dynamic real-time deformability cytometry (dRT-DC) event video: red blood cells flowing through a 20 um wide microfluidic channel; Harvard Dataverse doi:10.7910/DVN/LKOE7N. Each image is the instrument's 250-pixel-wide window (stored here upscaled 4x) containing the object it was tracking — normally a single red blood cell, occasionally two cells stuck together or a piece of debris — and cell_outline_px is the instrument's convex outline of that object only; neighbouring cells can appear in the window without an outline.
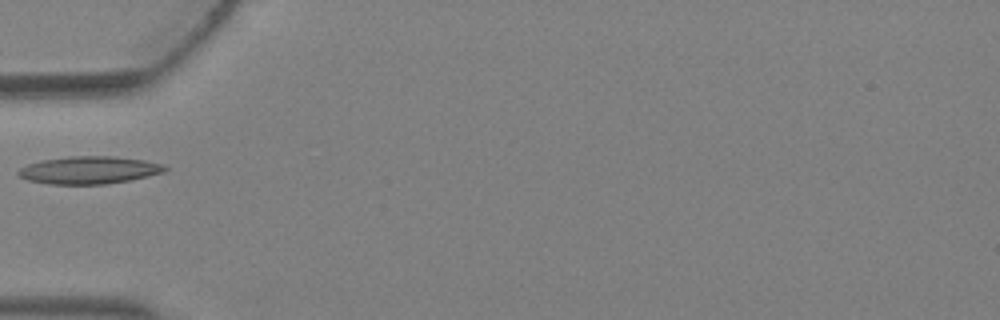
{"species": "Egyptian fruit bat (a non-hibernating species)", "species_latin": "Rousettus aegyptiacus", "temperature_condition": "warm", "stored_images_in_passage": 3, "camera_frame_rate_fps": 3000, "um_per_image_px": 0.085, "animal": {"sex": "female"}, "frame": {"image": 1, "passage_image": 3, "time_ms": 0.667, "image_size_px": [1000, 320], "cell_outline_px": [[168, 168], [164, 172], [148, 176], [128, 180], [104, 184], [48, 184], [28, 180], [20, 176], [16, 172], [20, 168], [28, 164], [40, 160], [68, 156], [112, 156], [144, 160], [164, 164]], "centroid_in_image_um": [7.56, 14.45], "position_along_channel_um": 77.4, "area_um2": 23.52}}